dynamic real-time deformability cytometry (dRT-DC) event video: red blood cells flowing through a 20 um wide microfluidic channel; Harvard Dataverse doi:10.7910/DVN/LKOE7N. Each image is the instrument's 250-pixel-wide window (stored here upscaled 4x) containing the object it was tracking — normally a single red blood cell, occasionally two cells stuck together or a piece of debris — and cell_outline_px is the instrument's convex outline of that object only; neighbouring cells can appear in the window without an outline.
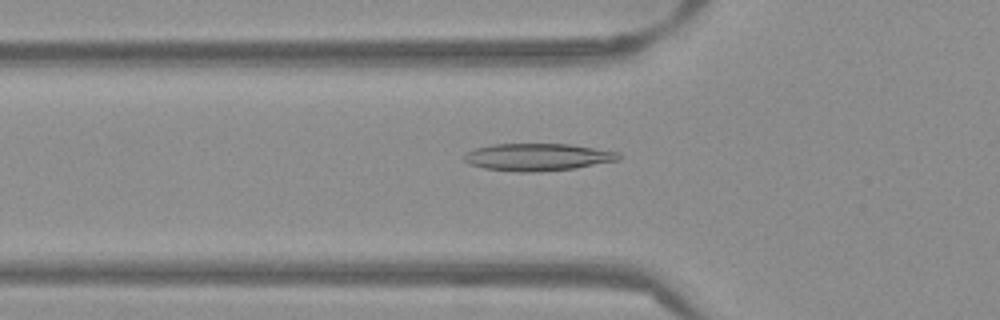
{"species": "Egyptian fruit bat (a non-hibernating species)", "species_latin": "Rousettus aegyptiacus", "temperature_condition": "warm", "stored_images_in_passage": 52, "camera_frame_rate_fps": 3000, "um_per_image_px": 0.085, "frame": {"image": 1, "passage_image": 18, "time_ms": 5.667, "image_size_px": [1000, 320], "cell_outline_px": [[624, 156], [620, 160], [576, 168], [540, 172], [516, 172], [484, 168], [468, 164], [460, 156], [476, 148], [492, 144], [572, 144], [620, 152]], "centroid_in_image_um": [45.74, 13.35], "position_along_channel_um": 80.1, "area_um2": 25.03}}
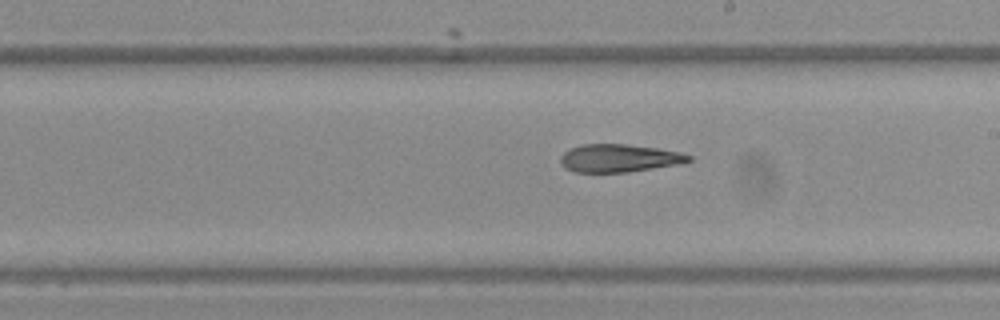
{"frame": {"image": 2, "passage_image": 30, "time_ms": 9.667, "image_size_px": [1000, 320], "cell_outline_px": [[692, 160], [684, 164], [628, 172], [572, 172], [564, 168], [560, 164], [560, 156], [568, 148], [580, 144], [624, 144], [656, 148], [680, 152], [692, 156]], "centroid_in_image_um": [52.61, 13.45], "position_along_channel_um": 236.4, "area_um2": 21.21}}
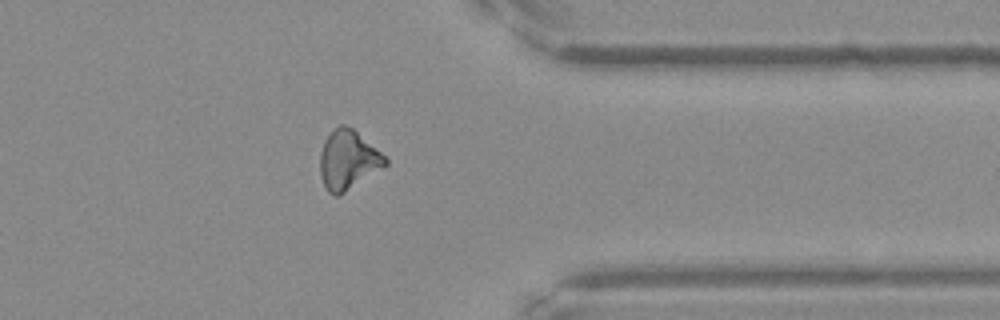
{"frame": {"image": 3, "passage_image": 42, "time_ms": 13.667, "image_size_px": [1000, 320], "cell_outline_px": [[388, 164], [344, 192], [336, 196], [332, 196], [324, 188], [320, 176], [320, 152], [324, 140], [340, 124], [344, 124], [352, 128], [380, 152], [388, 160]], "centroid_in_image_um": [29.54, 13.61], "position_along_channel_um": 381.9, "area_um2": 22.14}}